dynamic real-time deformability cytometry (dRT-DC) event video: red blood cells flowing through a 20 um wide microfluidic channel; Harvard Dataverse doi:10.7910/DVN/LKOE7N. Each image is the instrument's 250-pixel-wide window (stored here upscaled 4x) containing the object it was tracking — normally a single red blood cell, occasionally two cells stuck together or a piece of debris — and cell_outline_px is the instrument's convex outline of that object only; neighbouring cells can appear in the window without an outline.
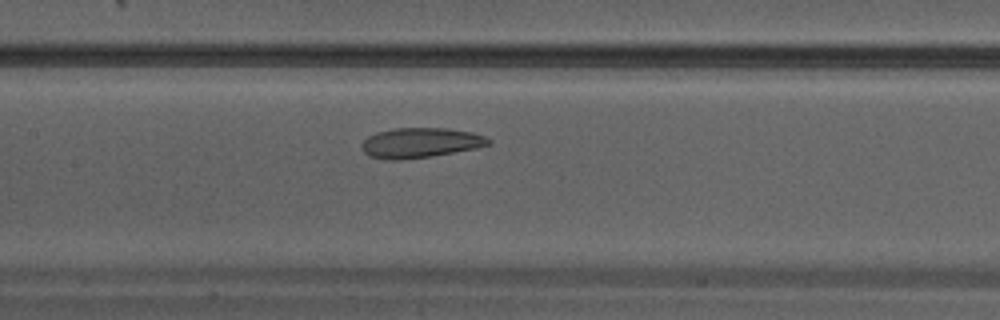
{"species": "Egyptian fruit bat (a non-hibernating species)", "species_latin": "Rousettus aegyptiacus", "temperature_condition": "warm", "stored_images_in_passage": 22, "camera_frame_rate_fps": 3000, "um_per_image_px": 0.085, "animal": {"sex": "male"}, "frame": {"image": 1, "passage_image": 7, "time_ms": 2.0, "image_size_px": [1000, 320], "cell_outline_px": [[492, 144], [476, 148], [432, 156], [400, 160], [384, 160], [368, 156], [364, 152], [360, 144], [368, 136], [376, 132], [392, 128], [448, 128], [472, 132], [484, 136], [492, 140]], "centroid_in_image_um": [35.71, 12.14], "position_along_channel_um": 171.7, "area_um2": 22.43}}
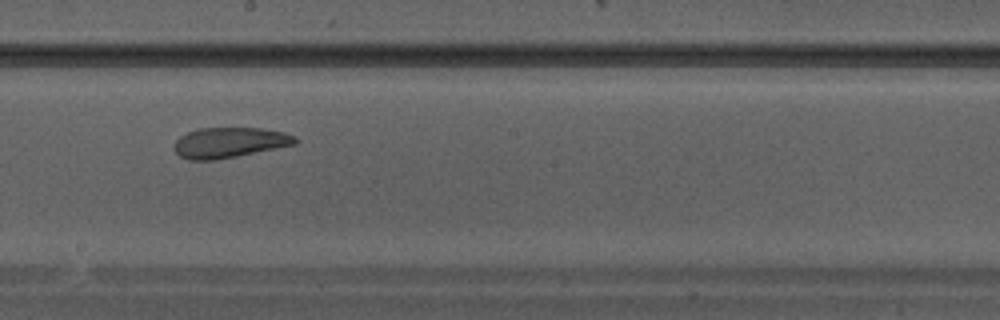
{"frame": {"image": 2, "passage_image": 10, "time_ms": 3.0, "image_size_px": [1000, 320], "cell_outline_px": [[300, 140], [296, 144], [216, 160], [188, 160], [180, 156], [172, 148], [176, 140], [180, 136], [188, 132], [200, 128], [260, 128], [284, 132], [296, 136]], "centroid_in_image_um": [19.5, 12.12], "position_along_channel_um": 228.7, "area_um2": 21.44}}